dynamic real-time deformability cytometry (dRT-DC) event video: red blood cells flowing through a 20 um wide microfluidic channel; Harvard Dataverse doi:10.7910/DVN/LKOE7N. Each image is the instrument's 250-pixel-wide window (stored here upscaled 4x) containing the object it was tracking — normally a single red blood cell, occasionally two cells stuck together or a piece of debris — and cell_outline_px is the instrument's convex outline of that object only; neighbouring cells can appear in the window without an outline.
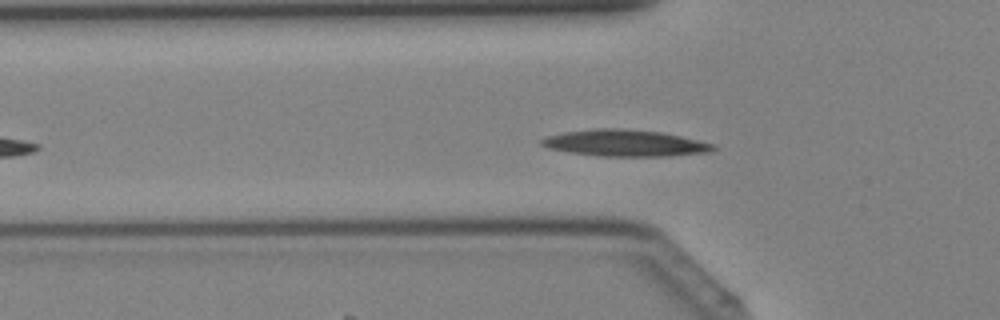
{"species": "Egyptian fruit bat (a non-hibernating species)", "species_latin": "Rousettus aegyptiacus", "temperature_condition": "cold", "stored_images_in_passage": 27, "camera_frame_rate_fps": 3000, "um_per_image_px": 0.085, "animal": {"sex": "female"}, "frame": {"image": 1, "passage_image": 8, "time_ms": 2.333, "image_size_px": [1000, 320], "cell_outline_px": [[716, 148], [712, 152], [668, 156], [600, 156], [568, 152], [548, 148], [540, 144], [540, 140], [544, 136], [564, 132], [592, 128], [624, 128], [660, 132], [680, 136], [712, 144]], "centroid_in_image_um": [53.06, 12.16], "position_along_channel_um": 72.7, "area_um2": 26.65}}
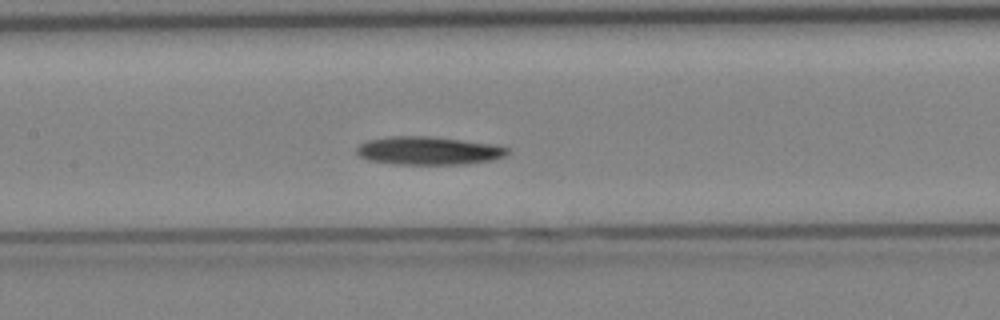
{"frame": {"image": 2, "passage_image": 14, "time_ms": 4.333, "image_size_px": [1000, 320], "cell_outline_px": [[508, 152], [504, 156], [492, 160], [464, 164], [392, 164], [368, 160], [360, 156], [356, 152], [356, 148], [360, 144], [368, 140], [388, 136], [428, 136], [496, 144], [508, 148]], "centroid_in_image_um": [36.4, 12.8], "position_along_channel_um": 171.0, "area_um2": 24.8}}
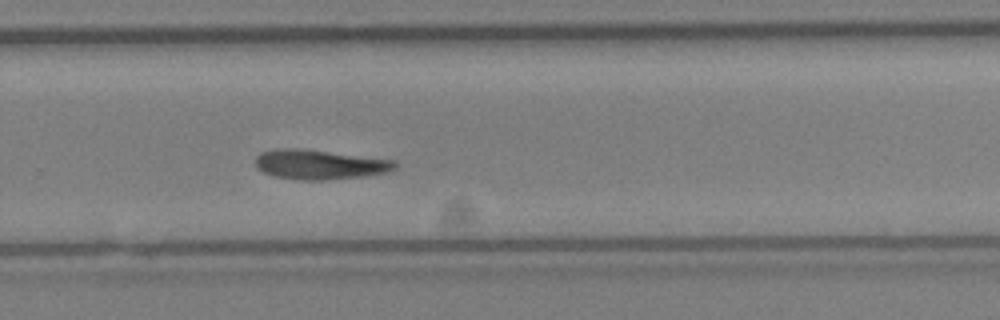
{"frame": {"image": 3, "passage_image": 22, "time_ms": 7.0, "image_size_px": [1000, 320], "cell_outline_px": [[400, 164], [396, 168], [388, 172], [364, 176], [328, 180], [300, 180], [276, 176], [264, 172], [256, 168], [256, 156], [260, 152], [276, 148], [296, 148], [396, 160]], "centroid_in_image_um": [27.19, 13.98], "position_along_channel_um": 302.6, "area_um2": 24.16}}